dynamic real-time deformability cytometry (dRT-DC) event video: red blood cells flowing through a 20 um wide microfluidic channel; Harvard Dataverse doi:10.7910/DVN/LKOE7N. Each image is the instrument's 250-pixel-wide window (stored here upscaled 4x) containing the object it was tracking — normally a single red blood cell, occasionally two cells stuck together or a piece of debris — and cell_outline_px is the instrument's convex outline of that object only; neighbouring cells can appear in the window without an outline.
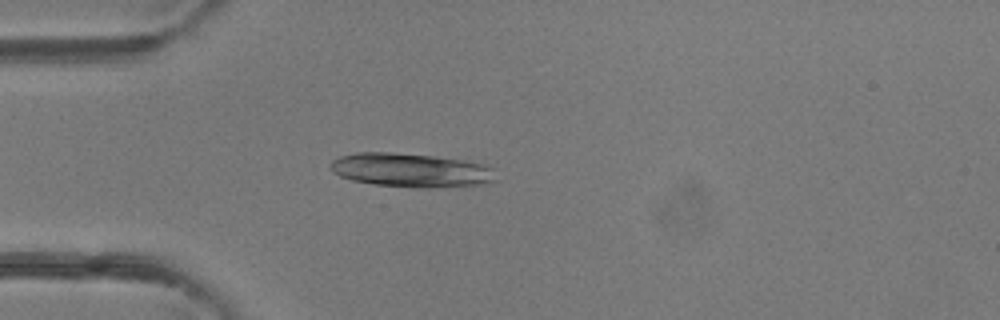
{"species": "common noctule bat (a hibernating species)", "species_latin": "Nyctalus noctula", "temperature_condition": "room temperature", "stored_images_in_passage": 47, "camera_frame_rate_fps": 3000, "um_per_image_px": 0.085, "animal": {"sex": "female"}, "frame": {"image": 1, "passage_image": 13, "time_ms": 4.0, "image_size_px": [1000, 320], "cell_outline_px": [[496, 168], [492, 180], [480, 184], [428, 188], [420, 188], [376, 184], [352, 180], [340, 176], [332, 172], [328, 164], [332, 160], [340, 156], [356, 152], [388, 152], [432, 156], [460, 160], [484, 164]], "centroid_in_image_um": [34.86, 14.45], "position_along_channel_um": 50.1, "area_um2": 32.43}}
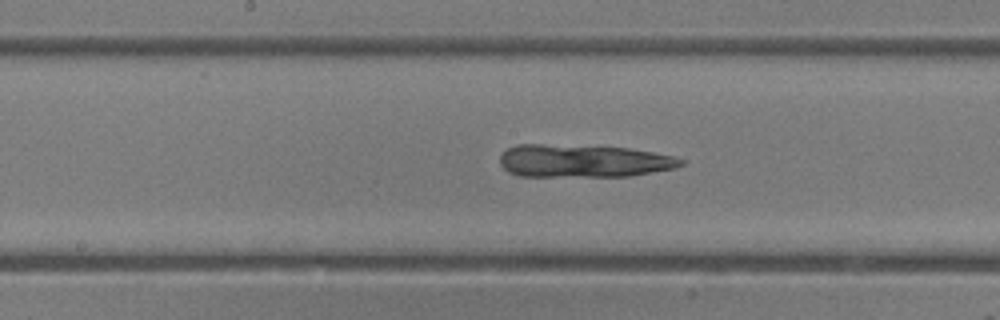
{"frame": {"image": 2, "passage_image": 24, "time_ms": 7.667, "image_size_px": [1000, 320], "cell_outline_px": [[684, 164], [676, 168], [628, 176], [520, 176], [508, 172], [500, 164], [500, 156], [508, 148], [520, 144], [540, 144], [628, 148], [676, 156], [684, 160]], "centroid_in_image_um": [49.6, 13.68], "position_along_channel_um": 198.6, "area_um2": 34.45}}
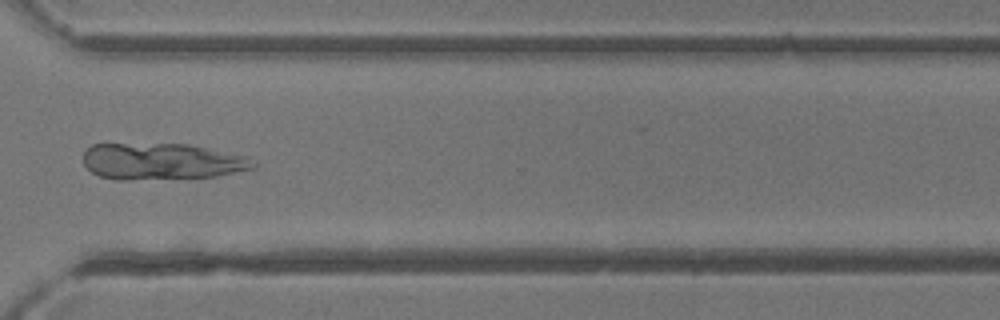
{"frame": {"image": 3, "passage_image": 35, "time_ms": 11.333, "image_size_px": [1000, 320], "cell_outline_px": [[256, 168], [216, 176], [128, 180], [116, 180], [100, 176], [92, 172], [84, 164], [84, 152], [92, 144], [188, 144], [248, 156], [256, 164]], "centroid_in_image_um": [13.76, 13.72], "position_along_channel_um": 356.8, "area_um2": 36.13}}